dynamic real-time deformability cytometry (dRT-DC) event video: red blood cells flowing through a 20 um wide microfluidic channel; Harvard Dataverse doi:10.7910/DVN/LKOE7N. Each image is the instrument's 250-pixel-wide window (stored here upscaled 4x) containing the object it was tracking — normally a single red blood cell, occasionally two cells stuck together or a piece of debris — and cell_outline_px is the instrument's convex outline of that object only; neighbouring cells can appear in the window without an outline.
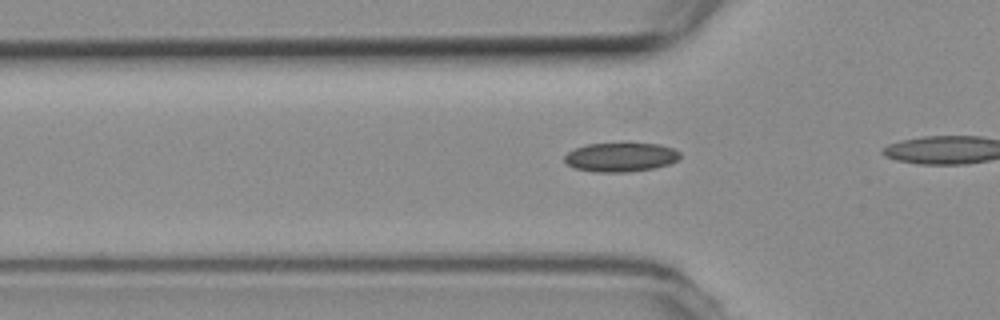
{"species": "common noctule bat (a hibernating species)", "species_latin": "Nyctalus noctula", "temperature_condition": "room temperature", "stored_images_in_passage": 35, "camera_frame_rate_fps": 3000, "um_per_image_px": 0.085, "animal": {"sex": "female", "body_mass_g": 19.3, "forearm_length_mm": 54.1}, "frame": {"image": 1, "passage_image": 10, "time_ms": 3.0, "image_size_px": [1000, 320], "cell_outline_px": [[680, 156], [676, 160], [668, 164], [656, 168], [628, 172], [596, 172], [576, 168], [568, 164], [564, 160], [564, 156], [568, 152], [576, 148], [588, 144], [624, 140], [660, 144], [672, 148], [680, 152]], "centroid_in_image_um": [52.78, 13.3], "position_along_channel_um": 73.0, "area_um2": 20.35}}
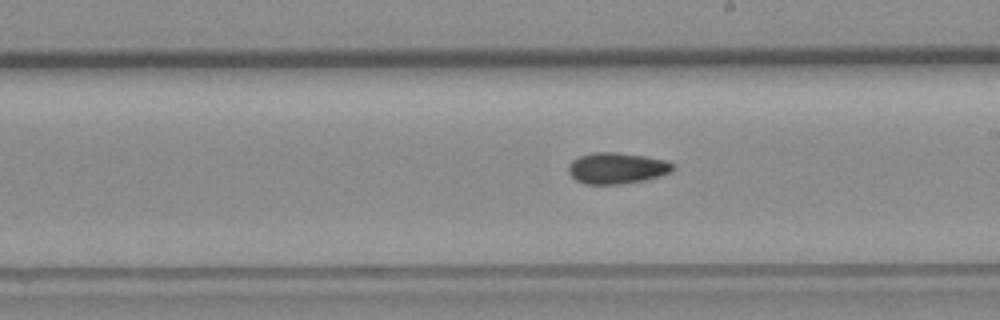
{"frame": {"image": 2, "passage_image": 23, "time_ms": 7.333, "image_size_px": [1000, 320], "cell_outline_px": [[676, 168], [672, 172], [660, 176], [644, 180], [620, 184], [584, 184], [576, 180], [568, 172], [568, 164], [572, 160], [580, 156], [592, 152], [616, 152], [644, 156], [664, 160], [672, 164]], "centroid_in_image_um": [52.42, 14.29], "position_along_channel_um": 236.6, "area_um2": 19.02}}
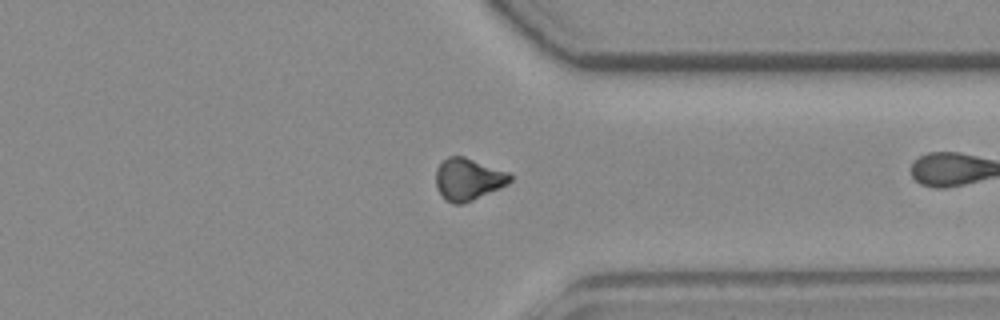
{"frame": {"image": 3, "passage_image": 34, "time_ms": 11.0, "image_size_px": [1000, 320], "cell_outline_px": [[512, 180], [508, 184], [500, 188], [464, 204], [452, 204], [436, 188], [436, 168], [448, 156], [464, 156], [508, 172], [512, 176]], "centroid_in_image_um": [39.8, 15.23], "position_along_channel_um": 371.6, "area_um2": 18.09}}